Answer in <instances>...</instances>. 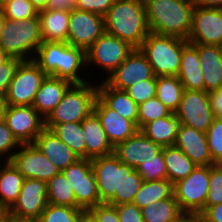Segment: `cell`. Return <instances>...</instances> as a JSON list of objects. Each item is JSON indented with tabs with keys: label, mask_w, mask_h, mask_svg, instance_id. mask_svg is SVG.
<instances>
[{
	"label": "cell",
	"mask_w": 222,
	"mask_h": 222,
	"mask_svg": "<svg viewBox=\"0 0 222 222\" xmlns=\"http://www.w3.org/2000/svg\"><path fill=\"white\" fill-rule=\"evenodd\" d=\"M34 61L46 75L68 80L72 84L88 82L87 78H83L87 68L86 51L80 47L67 42H43Z\"/></svg>",
	"instance_id": "6da1fadb"
},
{
	"label": "cell",
	"mask_w": 222,
	"mask_h": 222,
	"mask_svg": "<svg viewBox=\"0 0 222 222\" xmlns=\"http://www.w3.org/2000/svg\"><path fill=\"white\" fill-rule=\"evenodd\" d=\"M195 4L192 0H149L145 3L151 33L188 40Z\"/></svg>",
	"instance_id": "7a4b0ae2"
},
{
	"label": "cell",
	"mask_w": 222,
	"mask_h": 222,
	"mask_svg": "<svg viewBox=\"0 0 222 222\" xmlns=\"http://www.w3.org/2000/svg\"><path fill=\"white\" fill-rule=\"evenodd\" d=\"M105 32L139 48L150 33L145 4L140 0H115L104 16Z\"/></svg>",
	"instance_id": "3957f363"
},
{
	"label": "cell",
	"mask_w": 222,
	"mask_h": 222,
	"mask_svg": "<svg viewBox=\"0 0 222 222\" xmlns=\"http://www.w3.org/2000/svg\"><path fill=\"white\" fill-rule=\"evenodd\" d=\"M42 43L38 15L21 21L6 18L0 35V49L10 58H17L21 61L34 60Z\"/></svg>",
	"instance_id": "277c9868"
},
{
	"label": "cell",
	"mask_w": 222,
	"mask_h": 222,
	"mask_svg": "<svg viewBox=\"0 0 222 222\" xmlns=\"http://www.w3.org/2000/svg\"><path fill=\"white\" fill-rule=\"evenodd\" d=\"M97 98V83L90 80L82 84H72L56 108L45 118V128L56 124L82 122L94 111Z\"/></svg>",
	"instance_id": "5b68a950"
},
{
	"label": "cell",
	"mask_w": 222,
	"mask_h": 222,
	"mask_svg": "<svg viewBox=\"0 0 222 222\" xmlns=\"http://www.w3.org/2000/svg\"><path fill=\"white\" fill-rule=\"evenodd\" d=\"M186 39L149 33L139 47L155 76H177Z\"/></svg>",
	"instance_id": "8992f818"
},
{
	"label": "cell",
	"mask_w": 222,
	"mask_h": 222,
	"mask_svg": "<svg viewBox=\"0 0 222 222\" xmlns=\"http://www.w3.org/2000/svg\"><path fill=\"white\" fill-rule=\"evenodd\" d=\"M91 164L97 181L100 203L122 204V184L126 175L134 168L122 163L114 153L93 158Z\"/></svg>",
	"instance_id": "52a82bcc"
},
{
	"label": "cell",
	"mask_w": 222,
	"mask_h": 222,
	"mask_svg": "<svg viewBox=\"0 0 222 222\" xmlns=\"http://www.w3.org/2000/svg\"><path fill=\"white\" fill-rule=\"evenodd\" d=\"M133 47L124 40L104 32L93 45L86 50V66L88 69H95L98 66L102 71H106L105 77L109 76L119 67L128 55L133 51ZM92 65V66H91Z\"/></svg>",
	"instance_id": "ba28073f"
},
{
	"label": "cell",
	"mask_w": 222,
	"mask_h": 222,
	"mask_svg": "<svg viewBox=\"0 0 222 222\" xmlns=\"http://www.w3.org/2000/svg\"><path fill=\"white\" fill-rule=\"evenodd\" d=\"M46 74L34 60L21 61L6 93L11 106H32Z\"/></svg>",
	"instance_id": "9c48e42d"
},
{
	"label": "cell",
	"mask_w": 222,
	"mask_h": 222,
	"mask_svg": "<svg viewBox=\"0 0 222 222\" xmlns=\"http://www.w3.org/2000/svg\"><path fill=\"white\" fill-rule=\"evenodd\" d=\"M210 165L196 166L184 179L173 184L174 197L182 211L200 213L209 192Z\"/></svg>",
	"instance_id": "30bf717a"
},
{
	"label": "cell",
	"mask_w": 222,
	"mask_h": 222,
	"mask_svg": "<svg viewBox=\"0 0 222 222\" xmlns=\"http://www.w3.org/2000/svg\"><path fill=\"white\" fill-rule=\"evenodd\" d=\"M71 184L76 199V207L88 211L100 204L97 181L91 159L80 158L61 171Z\"/></svg>",
	"instance_id": "8fae6325"
},
{
	"label": "cell",
	"mask_w": 222,
	"mask_h": 222,
	"mask_svg": "<svg viewBox=\"0 0 222 222\" xmlns=\"http://www.w3.org/2000/svg\"><path fill=\"white\" fill-rule=\"evenodd\" d=\"M47 205L46 182L38 179H24L20 194L8 209L13 222L35 221Z\"/></svg>",
	"instance_id": "7c38bea8"
},
{
	"label": "cell",
	"mask_w": 222,
	"mask_h": 222,
	"mask_svg": "<svg viewBox=\"0 0 222 222\" xmlns=\"http://www.w3.org/2000/svg\"><path fill=\"white\" fill-rule=\"evenodd\" d=\"M180 124L206 133L214 120L209 93L201 90L184 89L178 111L175 113Z\"/></svg>",
	"instance_id": "4fadbf2b"
},
{
	"label": "cell",
	"mask_w": 222,
	"mask_h": 222,
	"mask_svg": "<svg viewBox=\"0 0 222 222\" xmlns=\"http://www.w3.org/2000/svg\"><path fill=\"white\" fill-rule=\"evenodd\" d=\"M105 32L104 17L74 9L70 12L67 43L85 51Z\"/></svg>",
	"instance_id": "5bb4252c"
},
{
	"label": "cell",
	"mask_w": 222,
	"mask_h": 222,
	"mask_svg": "<svg viewBox=\"0 0 222 222\" xmlns=\"http://www.w3.org/2000/svg\"><path fill=\"white\" fill-rule=\"evenodd\" d=\"M10 162L25 179L32 178L47 182L61 172L33 143L21 144Z\"/></svg>",
	"instance_id": "9a60e30c"
},
{
	"label": "cell",
	"mask_w": 222,
	"mask_h": 222,
	"mask_svg": "<svg viewBox=\"0 0 222 222\" xmlns=\"http://www.w3.org/2000/svg\"><path fill=\"white\" fill-rule=\"evenodd\" d=\"M156 77L153 68L139 48H134L125 61L108 77H100L110 87L126 90L136 82Z\"/></svg>",
	"instance_id": "2e32d148"
},
{
	"label": "cell",
	"mask_w": 222,
	"mask_h": 222,
	"mask_svg": "<svg viewBox=\"0 0 222 222\" xmlns=\"http://www.w3.org/2000/svg\"><path fill=\"white\" fill-rule=\"evenodd\" d=\"M4 121L21 144L33 143L45 128V119L33 106L8 105Z\"/></svg>",
	"instance_id": "e0dca14e"
},
{
	"label": "cell",
	"mask_w": 222,
	"mask_h": 222,
	"mask_svg": "<svg viewBox=\"0 0 222 222\" xmlns=\"http://www.w3.org/2000/svg\"><path fill=\"white\" fill-rule=\"evenodd\" d=\"M187 41L222 46V14L213 7L195 6Z\"/></svg>",
	"instance_id": "ac0fdd59"
},
{
	"label": "cell",
	"mask_w": 222,
	"mask_h": 222,
	"mask_svg": "<svg viewBox=\"0 0 222 222\" xmlns=\"http://www.w3.org/2000/svg\"><path fill=\"white\" fill-rule=\"evenodd\" d=\"M162 149L161 145L153 142L138 130L126 141L118 143L113 153L122 163L136 169L144 161L158 159V154Z\"/></svg>",
	"instance_id": "d6986e66"
},
{
	"label": "cell",
	"mask_w": 222,
	"mask_h": 222,
	"mask_svg": "<svg viewBox=\"0 0 222 222\" xmlns=\"http://www.w3.org/2000/svg\"><path fill=\"white\" fill-rule=\"evenodd\" d=\"M174 146L181 149L197 166L215 164L209 152L206 133L179 124Z\"/></svg>",
	"instance_id": "ffe728a7"
},
{
	"label": "cell",
	"mask_w": 222,
	"mask_h": 222,
	"mask_svg": "<svg viewBox=\"0 0 222 222\" xmlns=\"http://www.w3.org/2000/svg\"><path fill=\"white\" fill-rule=\"evenodd\" d=\"M94 112L99 117L107 138L113 147L126 141L139 130L132 121L108 108L98 97L94 104Z\"/></svg>",
	"instance_id": "44dd1931"
},
{
	"label": "cell",
	"mask_w": 222,
	"mask_h": 222,
	"mask_svg": "<svg viewBox=\"0 0 222 222\" xmlns=\"http://www.w3.org/2000/svg\"><path fill=\"white\" fill-rule=\"evenodd\" d=\"M33 144L47 157L60 171L75 163L80 157L75 154L50 129L44 128L35 138Z\"/></svg>",
	"instance_id": "7402d4cb"
},
{
	"label": "cell",
	"mask_w": 222,
	"mask_h": 222,
	"mask_svg": "<svg viewBox=\"0 0 222 222\" xmlns=\"http://www.w3.org/2000/svg\"><path fill=\"white\" fill-rule=\"evenodd\" d=\"M203 73L204 91L211 92L222 87V46L193 44Z\"/></svg>",
	"instance_id": "603a6c76"
},
{
	"label": "cell",
	"mask_w": 222,
	"mask_h": 222,
	"mask_svg": "<svg viewBox=\"0 0 222 222\" xmlns=\"http://www.w3.org/2000/svg\"><path fill=\"white\" fill-rule=\"evenodd\" d=\"M71 85L68 80L47 75L36 93L33 108L45 119L60 103Z\"/></svg>",
	"instance_id": "cb8c5ba5"
},
{
	"label": "cell",
	"mask_w": 222,
	"mask_h": 222,
	"mask_svg": "<svg viewBox=\"0 0 222 222\" xmlns=\"http://www.w3.org/2000/svg\"><path fill=\"white\" fill-rule=\"evenodd\" d=\"M81 126L86 144V159L114 152V147L109 142L101 121L94 111L81 122Z\"/></svg>",
	"instance_id": "d4e9b609"
},
{
	"label": "cell",
	"mask_w": 222,
	"mask_h": 222,
	"mask_svg": "<svg viewBox=\"0 0 222 222\" xmlns=\"http://www.w3.org/2000/svg\"><path fill=\"white\" fill-rule=\"evenodd\" d=\"M97 82V97L110 109L132 121L138 127V104L125 90L110 87L104 80Z\"/></svg>",
	"instance_id": "484cf974"
},
{
	"label": "cell",
	"mask_w": 222,
	"mask_h": 222,
	"mask_svg": "<svg viewBox=\"0 0 222 222\" xmlns=\"http://www.w3.org/2000/svg\"><path fill=\"white\" fill-rule=\"evenodd\" d=\"M177 77L181 81L184 89L204 91V79L198 51L190 42L183 47Z\"/></svg>",
	"instance_id": "4316f807"
},
{
	"label": "cell",
	"mask_w": 222,
	"mask_h": 222,
	"mask_svg": "<svg viewBox=\"0 0 222 222\" xmlns=\"http://www.w3.org/2000/svg\"><path fill=\"white\" fill-rule=\"evenodd\" d=\"M38 16L43 42H67L69 11L44 9Z\"/></svg>",
	"instance_id": "83f0119b"
},
{
	"label": "cell",
	"mask_w": 222,
	"mask_h": 222,
	"mask_svg": "<svg viewBox=\"0 0 222 222\" xmlns=\"http://www.w3.org/2000/svg\"><path fill=\"white\" fill-rule=\"evenodd\" d=\"M179 120L175 113L147 123L140 131L162 147L174 146L177 138Z\"/></svg>",
	"instance_id": "f1b7e54d"
},
{
	"label": "cell",
	"mask_w": 222,
	"mask_h": 222,
	"mask_svg": "<svg viewBox=\"0 0 222 222\" xmlns=\"http://www.w3.org/2000/svg\"><path fill=\"white\" fill-rule=\"evenodd\" d=\"M24 176L10 162H0V200L9 209L17 200Z\"/></svg>",
	"instance_id": "f546056e"
},
{
	"label": "cell",
	"mask_w": 222,
	"mask_h": 222,
	"mask_svg": "<svg viewBox=\"0 0 222 222\" xmlns=\"http://www.w3.org/2000/svg\"><path fill=\"white\" fill-rule=\"evenodd\" d=\"M168 180L175 184L186 178L197 166L181 149L176 146L163 147Z\"/></svg>",
	"instance_id": "4dcf8cb0"
},
{
	"label": "cell",
	"mask_w": 222,
	"mask_h": 222,
	"mask_svg": "<svg viewBox=\"0 0 222 222\" xmlns=\"http://www.w3.org/2000/svg\"><path fill=\"white\" fill-rule=\"evenodd\" d=\"M173 195V184L168 179L143 181L132 203L142 209L156 201L171 198Z\"/></svg>",
	"instance_id": "1f68e13d"
},
{
	"label": "cell",
	"mask_w": 222,
	"mask_h": 222,
	"mask_svg": "<svg viewBox=\"0 0 222 222\" xmlns=\"http://www.w3.org/2000/svg\"><path fill=\"white\" fill-rule=\"evenodd\" d=\"M184 87L177 76H157L156 97L172 113L179 109Z\"/></svg>",
	"instance_id": "d6a6232c"
},
{
	"label": "cell",
	"mask_w": 222,
	"mask_h": 222,
	"mask_svg": "<svg viewBox=\"0 0 222 222\" xmlns=\"http://www.w3.org/2000/svg\"><path fill=\"white\" fill-rule=\"evenodd\" d=\"M47 203L76 207L74 190L65 175L60 172L46 182Z\"/></svg>",
	"instance_id": "836d02e7"
},
{
	"label": "cell",
	"mask_w": 222,
	"mask_h": 222,
	"mask_svg": "<svg viewBox=\"0 0 222 222\" xmlns=\"http://www.w3.org/2000/svg\"><path fill=\"white\" fill-rule=\"evenodd\" d=\"M51 131L80 158H86V144L80 122L56 124Z\"/></svg>",
	"instance_id": "e575fe53"
},
{
	"label": "cell",
	"mask_w": 222,
	"mask_h": 222,
	"mask_svg": "<svg viewBox=\"0 0 222 222\" xmlns=\"http://www.w3.org/2000/svg\"><path fill=\"white\" fill-rule=\"evenodd\" d=\"M181 212L182 210L174 195L141 209L144 222H169Z\"/></svg>",
	"instance_id": "d590c367"
},
{
	"label": "cell",
	"mask_w": 222,
	"mask_h": 222,
	"mask_svg": "<svg viewBox=\"0 0 222 222\" xmlns=\"http://www.w3.org/2000/svg\"><path fill=\"white\" fill-rule=\"evenodd\" d=\"M87 213L78 207L58 206L47 203L43 213L35 222H80Z\"/></svg>",
	"instance_id": "8d00e7d4"
},
{
	"label": "cell",
	"mask_w": 222,
	"mask_h": 222,
	"mask_svg": "<svg viewBox=\"0 0 222 222\" xmlns=\"http://www.w3.org/2000/svg\"><path fill=\"white\" fill-rule=\"evenodd\" d=\"M138 129L141 130L147 123L167 117L172 112L157 98H151L138 105Z\"/></svg>",
	"instance_id": "74e56055"
},
{
	"label": "cell",
	"mask_w": 222,
	"mask_h": 222,
	"mask_svg": "<svg viewBox=\"0 0 222 222\" xmlns=\"http://www.w3.org/2000/svg\"><path fill=\"white\" fill-rule=\"evenodd\" d=\"M2 11L7 19L16 21L34 18L38 15V10L30 0H13L7 2L3 5Z\"/></svg>",
	"instance_id": "f35d334b"
},
{
	"label": "cell",
	"mask_w": 222,
	"mask_h": 222,
	"mask_svg": "<svg viewBox=\"0 0 222 222\" xmlns=\"http://www.w3.org/2000/svg\"><path fill=\"white\" fill-rule=\"evenodd\" d=\"M136 170L144 181L168 179L166 164L163 158V149L158 154V159L144 161L136 168Z\"/></svg>",
	"instance_id": "ab89813d"
},
{
	"label": "cell",
	"mask_w": 222,
	"mask_h": 222,
	"mask_svg": "<svg viewBox=\"0 0 222 222\" xmlns=\"http://www.w3.org/2000/svg\"><path fill=\"white\" fill-rule=\"evenodd\" d=\"M207 143L212 160L222 164V117H215L206 132Z\"/></svg>",
	"instance_id": "60d3db41"
},
{
	"label": "cell",
	"mask_w": 222,
	"mask_h": 222,
	"mask_svg": "<svg viewBox=\"0 0 222 222\" xmlns=\"http://www.w3.org/2000/svg\"><path fill=\"white\" fill-rule=\"evenodd\" d=\"M222 203V164L210 165L209 192L205 208Z\"/></svg>",
	"instance_id": "b9f144b4"
},
{
	"label": "cell",
	"mask_w": 222,
	"mask_h": 222,
	"mask_svg": "<svg viewBox=\"0 0 222 222\" xmlns=\"http://www.w3.org/2000/svg\"><path fill=\"white\" fill-rule=\"evenodd\" d=\"M156 84L157 77H152L148 80L136 82L125 91L128 93L130 98L139 105L156 97Z\"/></svg>",
	"instance_id": "7bdbcfd3"
},
{
	"label": "cell",
	"mask_w": 222,
	"mask_h": 222,
	"mask_svg": "<svg viewBox=\"0 0 222 222\" xmlns=\"http://www.w3.org/2000/svg\"><path fill=\"white\" fill-rule=\"evenodd\" d=\"M20 146L21 143L8 128L4 119L0 120V162H2V160L10 161Z\"/></svg>",
	"instance_id": "ee69618b"
},
{
	"label": "cell",
	"mask_w": 222,
	"mask_h": 222,
	"mask_svg": "<svg viewBox=\"0 0 222 222\" xmlns=\"http://www.w3.org/2000/svg\"><path fill=\"white\" fill-rule=\"evenodd\" d=\"M143 181V178L136 169L129 175H126L124 183L122 184V204L133 202L135 194L141 188Z\"/></svg>",
	"instance_id": "f6af8a7d"
},
{
	"label": "cell",
	"mask_w": 222,
	"mask_h": 222,
	"mask_svg": "<svg viewBox=\"0 0 222 222\" xmlns=\"http://www.w3.org/2000/svg\"><path fill=\"white\" fill-rule=\"evenodd\" d=\"M87 213L96 222H120L115 205L100 203L89 209Z\"/></svg>",
	"instance_id": "bcb514c9"
},
{
	"label": "cell",
	"mask_w": 222,
	"mask_h": 222,
	"mask_svg": "<svg viewBox=\"0 0 222 222\" xmlns=\"http://www.w3.org/2000/svg\"><path fill=\"white\" fill-rule=\"evenodd\" d=\"M20 62V59L10 58L6 63L0 66V95L6 96L10 82Z\"/></svg>",
	"instance_id": "7dc6e473"
},
{
	"label": "cell",
	"mask_w": 222,
	"mask_h": 222,
	"mask_svg": "<svg viewBox=\"0 0 222 222\" xmlns=\"http://www.w3.org/2000/svg\"><path fill=\"white\" fill-rule=\"evenodd\" d=\"M115 0H76V9L105 16Z\"/></svg>",
	"instance_id": "c3c4849f"
},
{
	"label": "cell",
	"mask_w": 222,
	"mask_h": 222,
	"mask_svg": "<svg viewBox=\"0 0 222 222\" xmlns=\"http://www.w3.org/2000/svg\"><path fill=\"white\" fill-rule=\"evenodd\" d=\"M120 222H144L141 209L133 203L115 205Z\"/></svg>",
	"instance_id": "681fc988"
},
{
	"label": "cell",
	"mask_w": 222,
	"mask_h": 222,
	"mask_svg": "<svg viewBox=\"0 0 222 222\" xmlns=\"http://www.w3.org/2000/svg\"><path fill=\"white\" fill-rule=\"evenodd\" d=\"M199 214L201 222H222V203L204 208Z\"/></svg>",
	"instance_id": "f907efd6"
},
{
	"label": "cell",
	"mask_w": 222,
	"mask_h": 222,
	"mask_svg": "<svg viewBox=\"0 0 222 222\" xmlns=\"http://www.w3.org/2000/svg\"><path fill=\"white\" fill-rule=\"evenodd\" d=\"M210 106L214 117H222V87L209 92Z\"/></svg>",
	"instance_id": "816d5d0a"
},
{
	"label": "cell",
	"mask_w": 222,
	"mask_h": 222,
	"mask_svg": "<svg viewBox=\"0 0 222 222\" xmlns=\"http://www.w3.org/2000/svg\"><path fill=\"white\" fill-rule=\"evenodd\" d=\"M45 9L71 12L76 9V0H48Z\"/></svg>",
	"instance_id": "f5cc1de1"
},
{
	"label": "cell",
	"mask_w": 222,
	"mask_h": 222,
	"mask_svg": "<svg viewBox=\"0 0 222 222\" xmlns=\"http://www.w3.org/2000/svg\"><path fill=\"white\" fill-rule=\"evenodd\" d=\"M169 222H201V217L197 212L182 211Z\"/></svg>",
	"instance_id": "db71d44e"
},
{
	"label": "cell",
	"mask_w": 222,
	"mask_h": 222,
	"mask_svg": "<svg viewBox=\"0 0 222 222\" xmlns=\"http://www.w3.org/2000/svg\"><path fill=\"white\" fill-rule=\"evenodd\" d=\"M195 6H201V7H213L221 1V0H192Z\"/></svg>",
	"instance_id": "11a10c76"
},
{
	"label": "cell",
	"mask_w": 222,
	"mask_h": 222,
	"mask_svg": "<svg viewBox=\"0 0 222 222\" xmlns=\"http://www.w3.org/2000/svg\"><path fill=\"white\" fill-rule=\"evenodd\" d=\"M7 106L8 104H7L6 96L0 95V120L4 119Z\"/></svg>",
	"instance_id": "9f6ffc18"
},
{
	"label": "cell",
	"mask_w": 222,
	"mask_h": 222,
	"mask_svg": "<svg viewBox=\"0 0 222 222\" xmlns=\"http://www.w3.org/2000/svg\"><path fill=\"white\" fill-rule=\"evenodd\" d=\"M33 6L38 10H44L46 8V4L48 0H30Z\"/></svg>",
	"instance_id": "6f0895ef"
},
{
	"label": "cell",
	"mask_w": 222,
	"mask_h": 222,
	"mask_svg": "<svg viewBox=\"0 0 222 222\" xmlns=\"http://www.w3.org/2000/svg\"><path fill=\"white\" fill-rule=\"evenodd\" d=\"M10 217L7 207L0 200V218Z\"/></svg>",
	"instance_id": "680465c9"
},
{
	"label": "cell",
	"mask_w": 222,
	"mask_h": 222,
	"mask_svg": "<svg viewBox=\"0 0 222 222\" xmlns=\"http://www.w3.org/2000/svg\"><path fill=\"white\" fill-rule=\"evenodd\" d=\"M10 57L2 50L0 49V66L6 63Z\"/></svg>",
	"instance_id": "91938a15"
},
{
	"label": "cell",
	"mask_w": 222,
	"mask_h": 222,
	"mask_svg": "<svg viewBox=\"0 0 222 222\" xmlns=\"http://www.w3.org/2000/svg\"><path fill=\"white\" fill-rule=\"evenodd\" d=\"M5 22H6V17H5V14L3 13V11L1 10L0 11V35H1V31L4 27Z\"/></svg>",
	"instance_id": "94428289"
},
{
	"label": "cell",
	"mask_w": 222,
	"mask_h": 222,
	"mask_svg": "<svg viewBox=\"0 0 222 222\" xmlns=\"http://www.w3.org/2000/svg\"><path fill=\"white\" fill-rule=\"evenodd\" d=\"M80 222H96L88 213H86Z\"/></svg>",
	"instance_id": "6125c7cd"
},
{
	"label": "cell",
	"mask_w": 222,
	"mask_h": 222,
	"mask_svg": "<svg viewBox=\"0 0 222 222\" xmlns=\"http://www.w3.org/2000/svg\"><path fill=\"white\" fill-rule=\"evenodd\" d=\"M215 9L222 14V0L215 6Z\"/></svg>",
	"instance_id": "be15d7a7"
},
{
	"label": "cell",
	"mask_w": 222,
	"mask_h": 222,
	"mask_svg": "<svg viewBox=\"0 0 222 222\" xmlns=\"http://www.w3.org/2000/svg\"><path fill=\"white\" fill-rule=\"evenodd\" d=\"M0 222H13L11 217H3L0 218Z\"/></svg>",
	"instance_id": "e7e4bbea"
},
{
	"label": "cell",
	"mask_w": 222,
	"mask_h": 222,
	"mask_svg": "<svg viewBox=\"0 0 222 222\" xmlns=\"http://www.w3.org/2000/svg\"><path fill=\"white\" fill-rule=\"evenodd\" d=\"M3 9V2L0 0V11Z\"/></svg>",
	"instance_id": "03108f58"
},
{
	"label": "cell",
	"mask_w": 222,
	"mask_h": 222,
	"mask_svg": "<svg viewBox=\"0 0 222 222\" xmlns=\"http://www.w3.org/2000/svg\"><path fill=\"white\" fill-rule=\"evenodd\" d=\"M10 1H13V0H2L3 5H4L5 3H7V2H10Z\"/></svg>",
	"instance_id": "003e7915"
},
{
	"label": "cell",
	"mask_w": 222,
	"mask_h": 222,
	"mask_svg": "<svg viewBox=\"0 0 222 222\" xmlns=\"http://www.w3.org/2000/svg\"><path fill=\"white\" fill-rule=\"evenodd\" d=\"M141 2H143L144 4L149 1V0H140Z\"/></svg>",
	"instance_id": "a7ac6f4b"
}]
</instances>
